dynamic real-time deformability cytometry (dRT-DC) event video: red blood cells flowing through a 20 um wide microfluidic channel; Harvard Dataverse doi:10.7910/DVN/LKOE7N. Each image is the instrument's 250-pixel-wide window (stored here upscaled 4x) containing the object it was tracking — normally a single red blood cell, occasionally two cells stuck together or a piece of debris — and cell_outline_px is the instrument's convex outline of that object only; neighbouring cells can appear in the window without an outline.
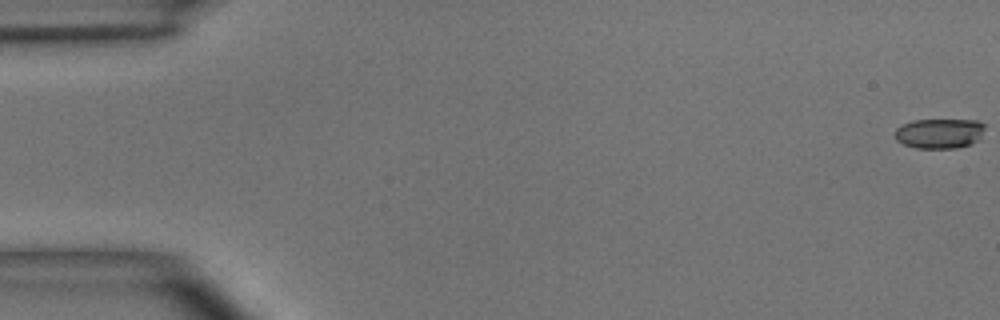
{"species": "common noctule bat (a hibernating species)", "species_latin": "Nyctalus noctula", "temperature_condition": "room temperature", "stored_images_in_passage": 5, "camera_frame_rate_fps": 3000, "um_per_image_px": 0.085, "animal": {"sex": "male", "body_mass_g": 15.6}, "frame": {"image": 1, "passage_image": 1, "time_ms": 0.0, "image_size_px": [1000, 320], "cell_outline_px": [[984, 128], [980, 140], [972, 144], [956, 148], [916, 148], [904, 144], [896, 140], [892, 136], [892, 132], [896, 128], [912, 120], [980, 120], [984, 124]], "centroid_in_image_um": [79.84, 11.34], "position_along_channel_um": 5.2, "area_um2": 16.01}}
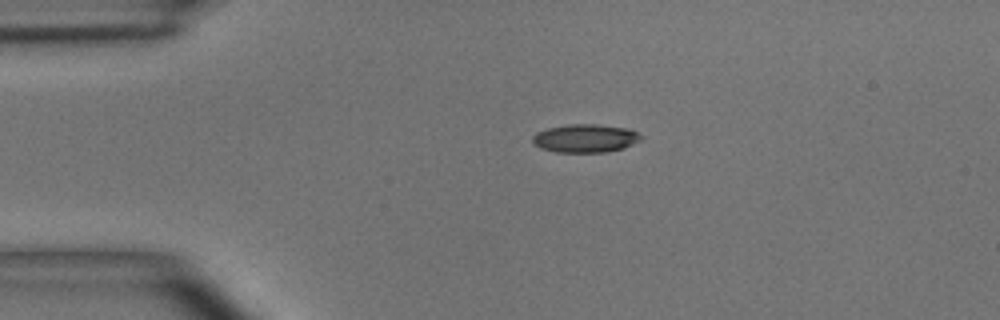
{"frame": {"image": 2, "passage_image": 4, "time_ms": 3.667, "image_size_px": [1000, 320], "cell_outline_px": [[644, 136], [640, 140], [624, 148], [608, 152], [556, 152], [540, 148], [532, 144], [532, 136], [536, 132], [548, 128], [568, 124], [596, 124], [628, 128]], "centroid_in_image_um": [49.73, 11.76], "position_along_channel_um": 35.3, "area_um2": 18.03}}